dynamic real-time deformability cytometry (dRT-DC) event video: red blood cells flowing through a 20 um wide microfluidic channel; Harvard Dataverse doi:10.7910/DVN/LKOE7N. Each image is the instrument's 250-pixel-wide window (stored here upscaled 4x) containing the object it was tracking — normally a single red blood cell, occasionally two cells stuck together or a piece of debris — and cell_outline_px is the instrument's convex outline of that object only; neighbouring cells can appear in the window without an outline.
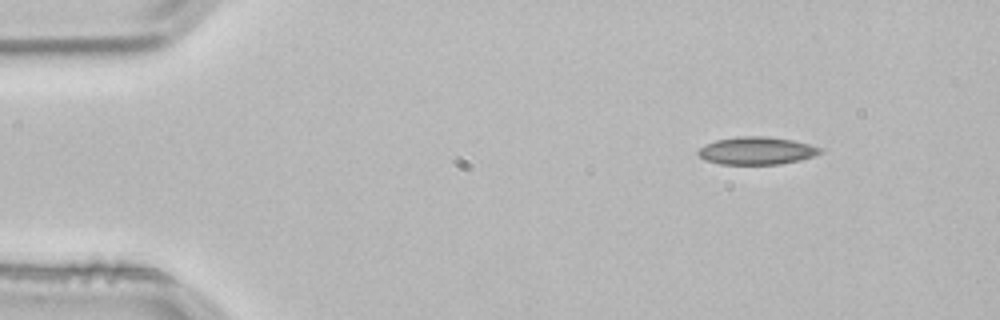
{"species": "common noctule bat (a hibernating species)", "species_latin": "Nyctalus noctula", "temperature_condition": "room temperature", "stored_images_in_passage": 3, "camera_frame_rate_fps": 3000, "um_per_image_px": 0.085, "animal": {"sex": "male", "body_mass_g": 21.5, "forearm_length_mm": 52.0}, "frame": {"image": 1, "passage_image": 1, "time_ms": 0.0, "image_size_px": [1000, 320], "cell_outline_px": [[824, 148], [820, 152], [812, 156], [800, 160], [780, 164], [720, 164], [704, 160], [696, 152], [704, 144], [716, 140], [736, 136], [764, 136], [792, 140]], "centroid_in_image_um": [64.27, 12.81], "position_along_channel_um": 20.7, "area_um2": 19.65}}
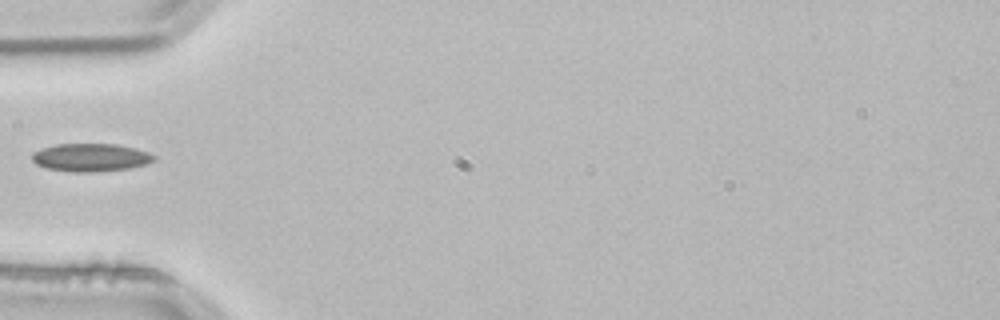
{"frame": {"image": 2, "passage_image": 3, "time_ms": 0.667, "image_size_px": [1000, 320], "cell_outline_px": [[156, 160], [144, 164], [128, 168], [92, 172], [72, 172], [48, 168], [36, 164], [32, 160], [32, 156], [36, 152], [44, 148], [56, 144], [116, 144], [136, 148], [148, 152], [156, 156]], "centroid_in_image_um": [7.74, 13.38], "position_along_channel_um": 77.3, "area_um2": 19.65}}